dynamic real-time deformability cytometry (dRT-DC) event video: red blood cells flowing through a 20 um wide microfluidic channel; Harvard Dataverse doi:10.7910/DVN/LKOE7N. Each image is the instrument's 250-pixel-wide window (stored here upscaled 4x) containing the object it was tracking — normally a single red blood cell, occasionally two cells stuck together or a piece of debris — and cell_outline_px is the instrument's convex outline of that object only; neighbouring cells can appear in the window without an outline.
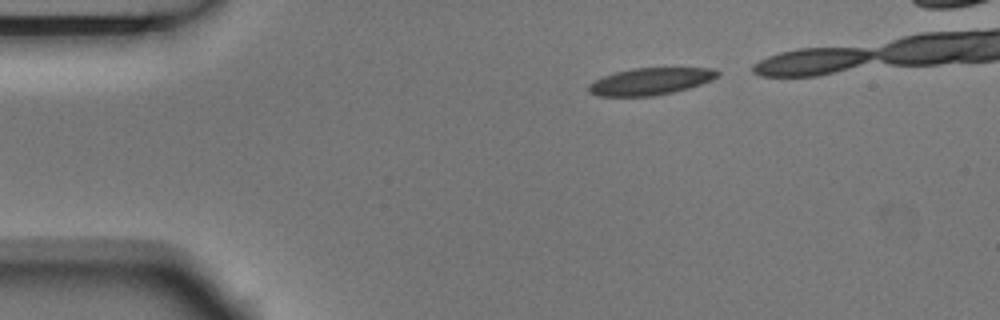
{"species": "Egyptian fruit bat (a non-hibernating species)", "species_latin": "Rousettus aegyptiacus", "temperature_condition": "room temperature", "stored_images_in_passage": 8, "camera_frame_rate_fps": 3000, "um_per_image_px": 0.085, "animal": {"sex": "male"}, "frame": {"image": 1, "passage_image": 1, "time_ms": 0.0, "image_size_px": [1000, 320], "cell_outline_px": [[720, 72], [712, 80], [688, 88], [672, 92], [652, 96], [600, 96], [588, 92], [588, 84], [604, 76], [616, 72], [632, 68], [716, 68]], "centroid_in_image_um": [55.28, 6.91], "position_along_channel_um": 29.7, "area_um2": 20.11}}
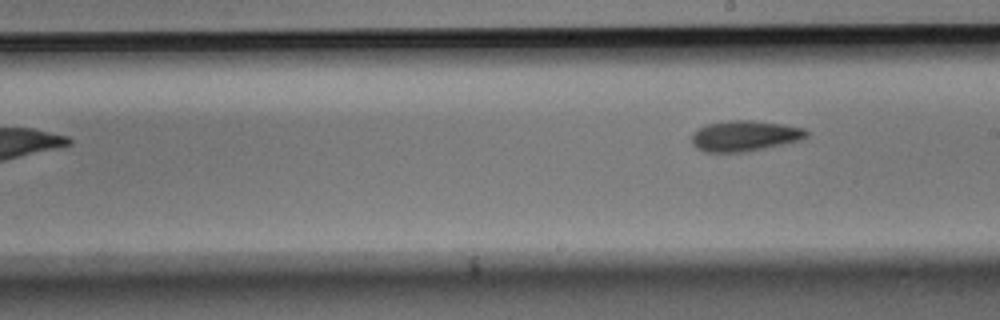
{"frame": {"image": 2, "passage_image": 8, "time_ms": 2.333, "image_size_px": [1000, 320], "cell_outline_px": [[808, 136], [800, 140], [764, 148], [744, 152], [704, 152], [696, 148], [692, 144], [692, 132], [696, 128], [704, 124], [728, 120], [752, 120], [784, 124], [804, 128], [808, 132]], "centroid_in_image_um": [63.25, 11.54], "position_along_channel_um": 225.8, "area_um2": 20.75}}